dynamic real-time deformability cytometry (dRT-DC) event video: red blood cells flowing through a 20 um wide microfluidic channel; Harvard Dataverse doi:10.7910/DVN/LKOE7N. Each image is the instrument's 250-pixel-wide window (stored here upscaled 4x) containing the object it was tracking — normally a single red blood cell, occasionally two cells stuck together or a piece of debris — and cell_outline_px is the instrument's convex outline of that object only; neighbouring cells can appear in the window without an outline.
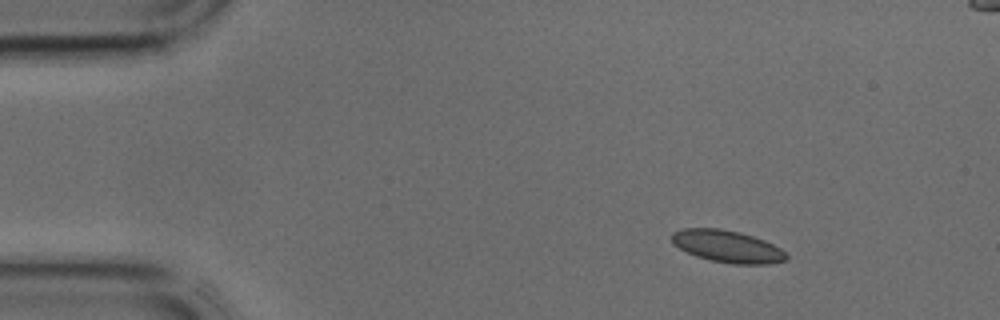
{"species": "common noctule bat (a hibernating species)", "species_latin": "Nyctalus noctula", "temperature_condition": "cold", "stored_images_in_passage": 12, "camera_frame_rate_fps": 3000, "um_per_image_px": 0.085, "animal": {"sex": "male", "body_mass_g": 17.9, "forearm_length_mm": 54.2}, "frame": {"image": 1, "passage_image": 1, "time_ms": 0.0, "image_size_px": [1000, 320], "cell_outline_px": [[788, 256], [784, 260], [768, 264], [732, 264], [712, 260], [696, 256], [672, 244], [672, 232], [684, 228], [720, 228], [740, 232], [764, 240], [780, 248]], "centroid_in_image_um": [61.8, 20.93], "position_along_channel_um": 23.2, "area_um2": 21.27}}